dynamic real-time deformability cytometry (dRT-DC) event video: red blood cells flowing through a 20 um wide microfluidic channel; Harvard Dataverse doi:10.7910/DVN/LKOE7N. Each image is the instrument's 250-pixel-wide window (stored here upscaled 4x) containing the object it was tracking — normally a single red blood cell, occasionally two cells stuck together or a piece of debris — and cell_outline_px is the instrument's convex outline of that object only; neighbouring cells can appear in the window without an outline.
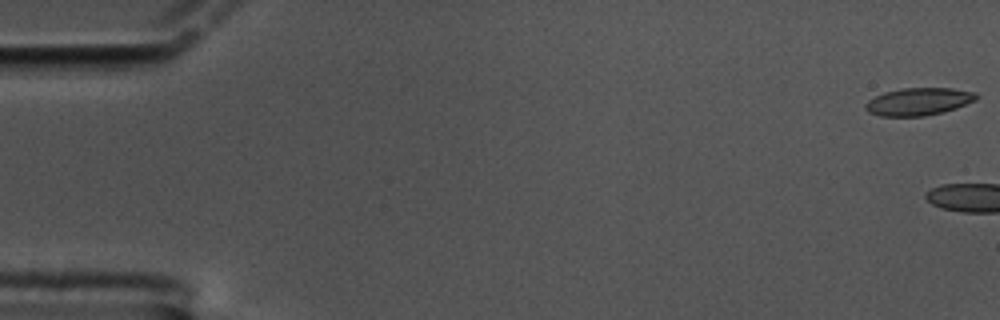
{"species": "common noctule bat (a hibernating species)", "species_latin": "Nyctalus noctula", "temperature_condition": "cold", "stored_images_in_passage": 4, "camera_frame_rate_fps": 3000, "um_per_image_px": 0.085, "animal": {"sex": "male", "body_mass_g": 17.5, "forearm_length_mm": 52.3}, "frame": {"image": 1, "passage_image": 1, "time_ms": 0.0, "image_size_px": [1000, 320], "cell_outline_px": [[980, 96], [976, 100], [956, 108], [944, 112], [924, 116], [880, 116], [868, 112], [864, 108], [864, 104], [868, 100], [884, 92], [900, 88], [952, 88], [976, 92]], "centroid_in_image_um": [78.09, 8.63], "position_along_channel_um": 6.9, "area_um2": 17.98}}